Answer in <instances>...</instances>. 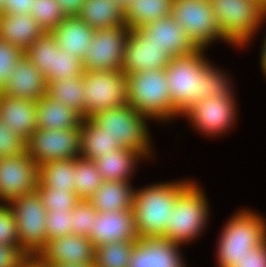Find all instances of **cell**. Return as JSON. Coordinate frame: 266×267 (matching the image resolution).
<instances>
[{"label": "cell", "instance_id": "cell-45", "mask_svg": "<svg viewBox=\"0 0 266 267\" xmlns=\"http://www.w3.org/2000/svg\"><path fill=\"white\" fill-rule=\"evenodd\" d=\"M34 0H3L2 13L30 14Z\"/></svg>", "mask_w": 266, "mask_h": 267}, {"label": "cell", "instance_id": "cell-40", "mask_svg": "<svg viewBox=\"0 0 266 267\" xmlns=\"http://www.w3.org/2000/svg\"><path fill=\"white\" fill-rule=\"evenodd\" d=\"M26 141L0 119V158L26 153Z\"/></svg>", "mask_w": 266, "mask_h": 267}, {"label": "cell", "instance_id": "cell-39", "mask_svg": "<svg viewBox=\"0 0 266 267\" xmlns=\"http://www.w3.org/2000/svg\"><path fill=\"white\" fill-rule=\"evenodd\" d=\"M23 56L24 51L21 48L0 39V92Z\"/></svg>", "mask_w": 266, "mask_h": 267}, {"label": "cell", "instance_id": "cell-50", "mask_svg": "<svg viewBox=\"0 0 266 267\" xmlns=\"http://www.w3.org/2000/svg\"><path fill=\"white\" fill-rule=\"evenodd\" d=\"M114 1L117 2L119 6L122 7V9L125 10L132 0H114Z\"/></svg>", "mask_w": 266, "mask_h": 267}, {"label": "cell", "instance_id": "cell-36", "mask_svg": "<svg viewBox=\"0 0 266 267\" xmlns=\"http://www.w3.org/2000/svg\"><path fill=\"white\" fill-rule=\"evenodd\" d=\"M30 14L45 32H51L67 16L56 0H34Z\"/></svg>", "mask_w": 266, "mask_h": 267}, {"label": "cell", "instance_id": "cell-24", "mask_svg": "<svg viewBox=\"0 0 266 267\" xmlns=\"http://www.w3.org/2000/svg\"><path fill=\"white\" fill-rule=\"evenodd\" d=\"M129 181H103L88 199L97 212L133 209L134 189Z\"/></svg>", "mask_w": 266, "mask_h": 267}, {"label": "cell", "instance_id": "cell-30", "mask_svg": "<svg viewBox=\"0 0 266 267\" xmlns=\"http://www.w3.org/2000/svg\"><path fill=\"white\" fill-rule=\"evenodd\" d=\"M83 92V75L50 81L46 88V96L63 106L70 107L85 119V95Z\"/></svg>", "mask_w": 266, "mask_h": 267}, {"label": "cell", "instance_id": "cell-20", "mask_svg": "<svg viewBox=\"0 0 266 267\" xmlns=\"http://www.w3.org/2000/svg\"><path fill=\"white\" fill-rule=\"evenodd\" d=\"M47 83L41 71L24 55L9 75L2 94L37 102L46 95Z\"/></svg>", "mask_w": 266, "mask_h": 267}, {"label": "cell", "instance_id": "cell-32", "mask_svg": "<svg viewBox=\"0 0 266 267\" xmlns=\"http://www.w3.org/2000/svg\"><path fill=\"white\" fill-rule=\"evenodd\" d=\"M102 183V176L93 160L75 159L74 192L80 200H88Z\"/></svg>", "mask_w": 266, "mask_h": 267}, {"label": "cell", "instance_id": "cell-28", "mask_svg": "<svg viewBox=\"0 0 266 267\" xmlns=\"http://www.w3.org/2000/svg\"><path fill=\"white\" fill-rule=\"evenodd\" d=\"M121 147L115 139L97 126L90 118L83 119L80 125V157L95 160L102 154Z\"/></svg>", "mask_w": 266, "mask_h": 267}, {"label": "cell", "instance_id": "cell-11", "mask_svg": "<svg viewBox=\"0 0 266 267\" xmlns=\"http://www.w3.org/2000/svg\"><path fill=\"white\" fill-rule=\"evenodd\" d=\"M26 153L37 165L80 157V128L36 129L26 140Z\"/></svg>", "mask_w": 266, "mask_h": 267}, {"label": "cell", "instance_id": "cell-46", "mask_svg": "<svg viewBox=\"0 0 266 267\" xmlns=\"http://www.w3.org/2000/svg\"><path fill=\"white\" fill-rule=\"evenodd\" d=\"M66 16H78L86 0H56Z\"/></svg>", "mask_w": 266, "mask_h": 267}, {"label": "cell", "instance_id": "cell-13", "mask_svg": "<svg viewBox=\"0 0 266 267\" xmlns=\"http://www.w3.org/2000/svg\"><path fill=\"white\" fill-rule=\"evenodd\" d=\"M39 165L27 154L0 158V200L10 202L36 191Z\"/></svg>", "mask_w": 266, "mask_h": 267}, {"label": "cell", "instance_id": "cell-4", "mask_svg": "<svg viewBox=\"0 0 266 267\" xmlns=\"http://www.w3.org/2000/svg\"><path fill=\"white\" fill-rule=\"evenodd\" d=\"M266 222L248 209L240 210L225 225L217 250L219 267H234L250 250L266 240Z\"/></svg>", "mask_w": 266, "mask_h": 267}, {"label": "cell", "instance_id": "cell-16", "mask_svg": "<svg viewBox=\"0 0 266 267\" xmlns=\"http://www.w3.org/2000/svg\"><path fill=\"white\" fill-rule=\"evenodd\" d=\"M94 255L95 246L86 236L69 234L47 240L36 258L43 265H94Z\"/></svg>", "mask_w": 266, "mask_h": 267}, {"label": "cell", "instance_id": "cell-27", "mask_svg": "<svg viewBox=\"0 0 266 267\" xmlns=\"http://www.w3.org/2000/svg\"><path fill=\"white\" fill-rule=\"evenodd\" d=\"M78 16L94 30L126 25L124 9L114 0H86Z\"/></svg>", "mask_w": 266, "mask_h": 267}, {"label": "cell", "instance_id": "cell-5", "mask_svg": "<svg viewBox=\"0 0 266 267\" xmlns=\"http://www.w3.org/2000/svg\"><path fill=\"white\" fill-rule=\"evenodd\" d=\"M225 42L245 46L266 17L261 0H209Z\"/></svg>", "mask_w": 266, "mask_h": 267}, {"label": "cell", "instance_id": "cell-21", "mask_svg": "<svg viewBox=\"0 0 266 267\" xmlns=\"http://www.w3.org/2000/svg\"><path fill=\"white\" fill-rule=\"evenodd\" d=\"M37 102L0 92V119L25 141L37 129Z\"/></svg>", "mask_w": 266, "mask_h": 267}, {"label": "cell", "instance_id": "cell-18", "mask_svg": "<svg viewBox=\"0 0 266 267\" xmlns=\"http://www.w3.org/2000/svg\"><path fill=\"white\" fill-rule=\"evenodd\" d=\"M93 229V233L88 239L95 247L112 242L137 241L139 239L133 209L97 212Z\"/></svg>", "mask_w": 266, "mask_h": 267}, {"label": "cell", "instance_id": "cell-19", "mask_svg": "<svg viewBox=\"0 0 266 267\" xmlns=\"http://www.w3.org/2000/svg\"><path fill=\"white\" fill-rule=\"evenodd\" d=\"M137 29L147 39L165 48L172 58L189 55L199 49L171 16L154 20Z\"/></svg>", "mask_w": 266, "mask_h": 267}, {"label": "cell", "instance_id": "cell-7", "mask_svg": "<svg viewBox=\"0 0 266 267\" xmlns=\"http://www.w3.org/2000/svg\"><path fill=\"white\" fill-rule=\"evenodd\" d=\"M202 192L197 183L191 182L177 196L163 238L181 245L199 236L209 215L207 200Z\"/></svg>", "mask_w": 266, "mask_h": 267}, {"label": "cell", "instance_id": "cell-33", "mask_svg": "<svg viewBox=\"0 0 266 267\" xmlns=\"http://www.w3.org/2000/svg\"><path fill=\"white\" fill-rule=\"evenodd\" d=\"M135 241H120L95 247V267H128Z\"/></svg>", "mask_w": 266, "mask_h": 267}, {"label": "cell", "instance_id": "cell-15", "mask_svg": "<svg viewBox=\"0 0 266 267\" xmlns=\"http://www.w3.org/2000/svg\"><path fill=\"white\" fill-rule=\"evenodd\" d=\"M233 97L218 96L205 98L187 109L182 115L188 116L198 131L207 135L226 133L235 121L236 108Z\"/></svg>", "mask_w": 266, "mask_h": 267}, {"label": "cell", "instance_id": "cell-6", "mask_svg": "<svg viewBox=\"0 0 266 267\" xmlns=\"http://www.w3.org/2000/svg\"><path fill=\"white\" fill-rule=\"evenodd\" d=\"M142 113L129 104L95 113L90 119L121 147H126L148 157L150 149L149 129Z\"/></svg>", "mask_w": 266, "mask_h": 267}, {"label": "cell", "instance_id": "cell-47", "mask_svg": "<svg viewBox=\"0 0 266 267\" xmlns=\"http://www.w3.org/2000/svg\"><path fill=\"white\" fill-rule=\"evenodd\" d=\"M19 267H44L36 257H28Z\"/></svg>", "mask_w": 266, "mask_h": 267}, {"label": "cell", "instance_id": "cell-38", "mask_svg": "<svg viewBox=\"0 0 266 267\" xmlns=\"http://www.w3.org/2000/svg\"><path fill=\"white\" fill-rule=\"evenodd\" d=\"M72 234L86 236L93 233L94 220L97 219V210L88 200H80L71 210Z\"/></svg>", "mask_w": 266, "mask_h": 267}, {"label": "cell", "instance_id": "cell-2", "mask_svg": "<svg viewBox=\"0 0 266 267\" xmlns=\"http://www.w3.org/2000/svg\"><path fill=\"white\" fill-rule=\"evenodd\" d=\"M191 183H160L134 191L133 210L139 238L162 237L177 196Z\"/></svg>", "mask_w": 266, "mask_h": 267}, {"label": "cell", "instance_id": "cell-49", "mask_svg": "<svg viewBox=\"0 0 266 267\" xmlns=\"http://www.w3.org/2000/svg\"><path fill=\"white\" fill-rule=\"evenodd\" d=\"M44 267H95L94 265H69V264H52V265H43Z\"/></svg>", "mask_w": 266, "mask_h": 267}, {"label": "cell", "instance_id": "cell-34", "mask_svg": "<svg viewBox=\"0 0 266 267\" xmlns=\"http://www.w3.org/2000/svg\"><path fill=\"white\" fill-rule=\"evenodd\" d=\"M83 73L81 59L62 51L58 45L52 47L51 68H49V76L45 79L46 83L82 76Z\"/></svg>", "mask_w": 266, "mask_h": 267}, {"label": "cell", "instance_id": "cell-23", "mask_svg": "<svg viewBox=\"0 0 266 267\" xmlns=\"http://www.w3.org/2000/svg\"><path fill=\"white\" fill-rule=\"evenodd\" d=\"M44 33L31 14H0V39L24 52Z\"/></svg>", "mask_w": 266, "mask_h": 267}, {"label": "cell", "instance_id": "cell-51", "mask_svg": "<svg viewBox=\"0 0 266 267\" xmlns=\"http://www.w3.org/2000/svg\"><path fill=\"white\" fill-rule=\"evenodd\" d=\"M3 0H0V14L2 13Z\"/></svg>", "mask_w": 266, "mask_h": 267}, {"label": "cell", "instance_id": "cell-43", "mask_svg": "<svg viewBox=\"0 0 266 267\" xmlns=\"http://www.w3.org/2000/svg\"><path fill=\"white\" fill-rule=\"evenodd\" d=\"M28 257L19 246L0 244V267H19Z\"/></svg>", "mask_w": 266, "mask_h": 267}, {"label": "cell", "instance_id": "cell-31", "mask_svg": "<svg viewBox=\"0 0 266 267\" xmlns=\"http://www.w3.org/2000/svg\"><path fill=\"white\" fill-rule=\"evenodd\" d=\"M75 159L52 160L39 165V186L74 191Z\"/></svg>", "mask_w": 266, "mask_h": 267}, {"label": "cell", "instance_id": "cell-1", "mask_svg": "<svg viewBox=\"0 0 266 267\" xmlns=\"http://www.w3.org/2000/svg\"><path fill=\"white\" fill-rule=\"evenodd\" d=\"M203 51L199 48L173 57L165 68L172 108L178 116L205 98L233 97L227 76L206 61Z\"/></svg>", "mask_w": 266, "mask_h": 267}, {"label": "cell", "instance_id": "cell-9", "mask_svg": "<svg viewBox=\"0 0 266 267\" xmlns=\"http://www.w3.org/2000/svg\"><path fill=\"white\" fill-rule=\"evenodd\" d=\"M85 119L127 104L126 74L122 70L84 71Z\"/></svg>", "mask_w": 266, "mask_h": 267}, {"label": "cell", "instance_id": "cell-17", "mask_svg": "<svg viewBox=\"0 0 266 267\" xmlns=\"http://www.w3.org/2000/svg\"><path fill=\"white\" fill-rule=\"evenodd\" d=\"M180 244L163 237L135 241L128 267H185Z\"/></svg>", "mask_w": 266, "mask_h": 267}, {"label": "cell", "instance_id": "cell-8", "mask_svg": "<svg viewBox=\"0 0 266 267\" xmlns=\"http://www.w3.org/2000/svg\"><path fill=\"white\" fill-rule=\"evenodd\" d=\"M7 205L16 220L19 247L29 257H36L47 243V211L38 193L20 196Z\"/></svg>", "mask_w": 266, "mask_h": 267}, {"label": "cell", "instance_id": "cell-26", "mask_svg": "<svg viewBox=\"0 0 266 267\" xmlns=\"http://www.w3.org/2000/svg\"><path fill=\"white\" fill-rule=\"evenodd\" d=\"M37 129L80 128L83 118L68 106L43 96L37 101Z\"/></svg>", "mask_w": 266, "mask_h": 267}, {"label": "cell", "instance_id": "cell-29", "mask_svg": "<svg viewBox=\"0 0 266 267\" xmlns=\"http://www.w3.org/2000/svg\"><path fill=\"white\" fill-rule=\"evenodd\" d=\"M174 0H132L124 10L127 27L137 29L171 15Z\"/></svg>", "mask_w": 266, "mask_h": 267}, {"label": "cell", "instance_id": "cell-41", "mask_svg": "<svg viewBox=\"0 0 266 267\" xmlns=\"http://www.w3.org/2000/svg\"><path fill=\"white\" fill-rule=\"evenodd\" d=\"M45 225L47 240H54L61 236L72 234L71 211H47Z\"/></svg>", "mask_w": 266, "mask_h": 267}, {"label": "cell", "instance_id": "cell-48", "mask_svg": "<svg viewBox=\"0 0 266 267\" xmlns=\"http://www.w3.org/2000/svg\"><path fill=\"white\" fill-rule=\"evenodd\" d=\"M262 53H261V68L263 70V73L266 75V39L264 40V45L262 48Z\"/></svg>", "mask_w": 266, "mask_h": 267}, {"label": "cell", "instance_id": "cell-12", "mask_svg": "<svg viewBox=\"0 0 266 267\" xmlns=\"http://www.w3.org/2000/svg\"><path fill=\"white\" fill-rule=\"evenodd\" d=\"M130 29L110 27L94 30L85 57L82 59L84 71L121 70L124 59V47Z\"/></svg>", "mask_w": 266, "mask_h": 267}, {"label": "cell", "instance_id": "cell-10", "mask_svg": "<svg viewBox=\"0 0 266 267\" xmlns=\"http://www.w3.org/2000/svg\"><path fill=\"white\" fill-rule=\"evenodd\" d=\"M170 16L198 48H206L217 38L225 41L209 0H174Z\"/></svg>", "mask_w": 266, "mask_h": 267}, {"label": "cell", "instance_id": "cell-44", "mask_svg": "<svg viewBox=\"0 0 266 267\" xmlns=\"http://www.w3.org/2000/svg\"><path fill=\"white\" fill-rule=\"evenodd\" d=\"M234 267H266V240L250 250Z\"/></svg>", "mask_w": 266, "mask_h": 267}, {"label": "cell", "instance_id": "cell-22", "mask_svg": "<svg viewBox=\"0 0 266 267\" xmlns=\"http://www.w3.org/2000/svg\"><path fill=\"white\" fill-rule=\"evenodd\" d=\"M51 33L62 51L82 60L90 47L94 29L79 16H67Z\"/></svg>", "mask_w": 266, "mask_h": 267}, {"label": "cell", "instance_id": "cell-35", "mask_svg": "<svg viewBox=\"0 0 266 267\" xmlns=\"http://www.w3.org/2000/svg\"><path fill=\"white\" fill-rule=\"evenodd\" d=\"M57 45L56 39L51 32H45L25 52L24 55L44 75L49 76L51 68L52 47Z\"/></svg>", "mask_w": 266, "mask_h": 267}, {"label": "cell", "instance_id": "cell-37", "mask_svg": "<svg viewBox=\"0 0 266 267\" xmlns=\"http://www.w3.org/2000/svg\"><path fill=\"white\" fill-rule=\"evenodd\" d=\"M36 192L44 204L46 211H71L80 201L74 191L47 189L41 188L38 185Z\"/></svg>", "mask_w": 266, "mask_h": 267}, {"label": "cell", "instance_id": "cell-25", "mask_svg": "<svg viewBox=\"0 0 266 267\" xmlns=\"http://www.w3.org/2000/svg\"><path fill=\"white\" fill-rule=\"evenodd\" d=\"M144 157L141 153L126 147L102 154L94 162L103 181H129L136 162Z\"/></svg>", "mask_w": 266, "mask_h": 267}, {"label": "cell", "instance_id": "cell-3", "mask_svg": "<svg viewBox=\"0 0 266 267\" xmlns=\"http://www.w3.org/2000/svg\"><path fill=\"white\" fill-rule=\"evenodd\" d=\"M127 104L149 118L167 120L173 110L165 69L126 74Z\"/></svg>", "mask_w": 266, "mask_h": 267}, {"label": "cell", "instance_id": "cell-14", "mask_svg": "<svg viewBox=\"0 0 266 267\" xmlns=\"http://www.w3.org/2000/svg\"><path fill=\"white\" fill-rule=\"evenodd\" d=\"M172 57L165 48L147 39L138 29L129 31L124 47L122 72L131 74L165 69Z\"/></svg>", "mask_w": 266, "mask_h": 267}, {"label": "cell", "instance_id": "cell-42", "mask_svg": "<svg viewBox=\"0 0 266 267\" xmlns=\"http://www.w3.org/2000/svg\"><path fill=\"white\" fill-rule=\"evenodd\" d=\"M0 244L19 246L16 220L7 204H0Z\"/></svg>", "mask_w": 266, "mask_h": 267}]
</instances>
